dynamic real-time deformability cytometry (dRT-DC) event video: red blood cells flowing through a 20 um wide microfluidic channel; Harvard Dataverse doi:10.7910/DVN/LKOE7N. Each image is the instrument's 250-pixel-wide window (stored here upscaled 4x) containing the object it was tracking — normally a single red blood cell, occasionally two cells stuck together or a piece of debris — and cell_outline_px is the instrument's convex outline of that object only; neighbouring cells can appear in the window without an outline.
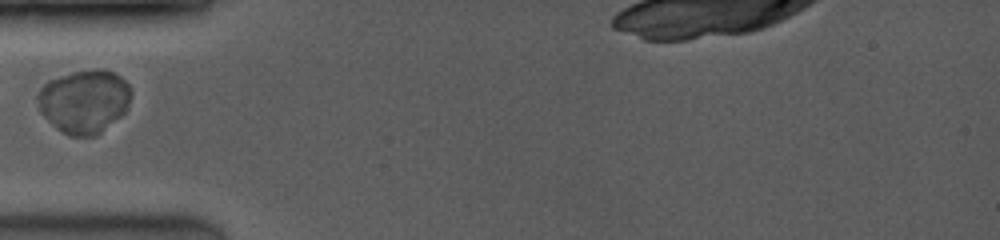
{"species": "common noctule bat (a hibernating species)", "species_latin": "Nyctalus noctula", "temperature_condition": "room temperature", "stored_images_in_passage": 4, "camera_frame_rate_fps": 3500, "um_per_image_px": 0.085, "animal": {"sex": "female", "body_mass_g": 19.0, "forearm_length_mm": 53.3}, "frame": {"image": 1, "passage_image": 1, "time_ms": 0.0, "image_size_px": [1000, 240], "cell_outline_px": [[132, 92], [128, 104], [124, 112], [120, 116], [96, 136], [68, 136], [56, 128], [40, 112], [36, 100], [36, 96], [40, 88], [48, 80], [72, 72], [96, 68], [100, 68], [112, 72], [120, 76], [128, 84]], "centroid_in_image_um": [7.13, 8.6], "position_along_channel_um": 77.9, "area_um2": 34.68}}